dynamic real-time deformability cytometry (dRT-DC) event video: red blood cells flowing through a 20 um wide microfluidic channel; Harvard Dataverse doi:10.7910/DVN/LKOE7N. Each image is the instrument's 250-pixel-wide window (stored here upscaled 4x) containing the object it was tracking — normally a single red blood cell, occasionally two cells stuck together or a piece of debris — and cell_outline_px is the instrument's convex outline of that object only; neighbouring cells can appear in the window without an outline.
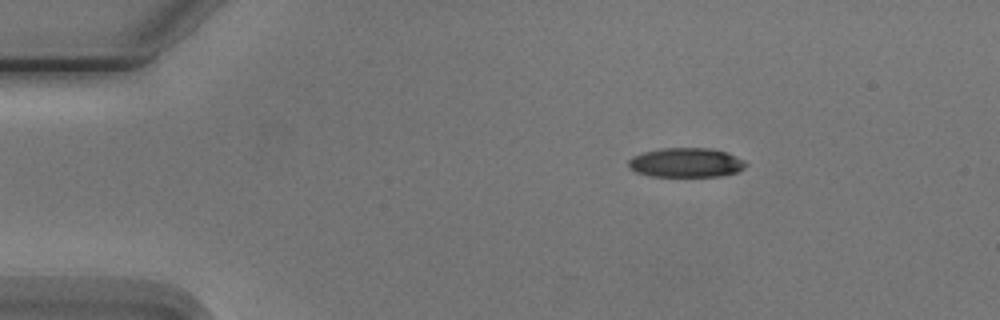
{"species": "Egyptian fruit bat (a non-hibernating species)", "species_latin": "Rousettus aegyptiacus", "temperature_condition": "cold", "stored_images_in_passage": 2, "camera_frame_rate_fps": 3000, "um_per_image_px": 0.085, "animal": {"sex": "male"}, "frame": {"image": 1, "passage_image": 1, "time_ms": 0.0, "image_size_px": [1000, 320], "cell_outline_px": [[748, 164], [744, 168], [736, 172], [720, 176], [648, 176], [636, 172], [628, 168], [628, 160], [632, 156], [644, 152], [660, 148], [712, 148], [728, 152], [744, 160]], "centroid_in_image_um": [58.3, 13.81], "position_along_channel_um": 26.7, "area_um2": 20.29}}